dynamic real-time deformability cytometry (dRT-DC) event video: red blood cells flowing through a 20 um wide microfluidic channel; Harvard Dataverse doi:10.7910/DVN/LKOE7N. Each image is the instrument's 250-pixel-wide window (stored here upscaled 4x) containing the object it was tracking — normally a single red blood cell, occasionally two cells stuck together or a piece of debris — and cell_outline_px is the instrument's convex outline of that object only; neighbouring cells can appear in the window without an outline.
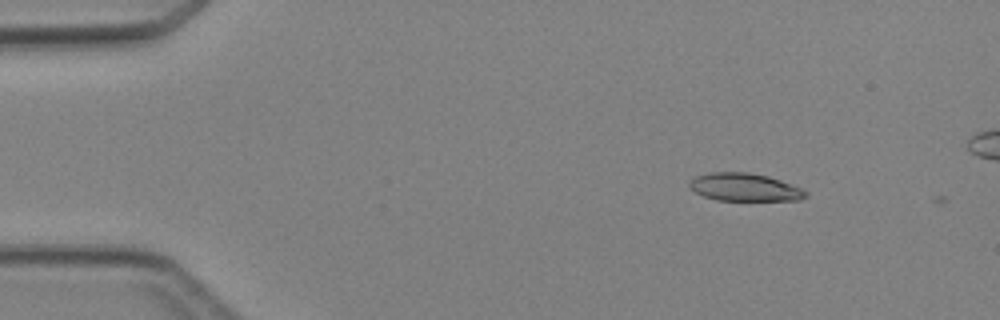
{"species": "Egyptian fruit bat (a non-hibernating species)", "species_latin": "Rousettus aegyptiacus", "temperature_condition": "cold", "stored_images_in_passage": 4, "camera_frame_rate_fps": 3000, "um_per_image_px": 0.085, "animal": {"sex": "female"}, "frame": {"image": 1, "passage_image": 2, "time_ms": 1.333, "image_size_px": [1000, 320], "cell_outline_px": [[808, 196], [800, 200], [716, 200], [704, 196], [696, 192], [688, 184], [688, 180], [696, 176], [712, 172], [748, 172], [768, 176], [804, 188], [808, 192]], "centroid_in_image_um": [63.33, 15.91], "position_along_channel_um": 21.7, "area_um2": 18.96}}